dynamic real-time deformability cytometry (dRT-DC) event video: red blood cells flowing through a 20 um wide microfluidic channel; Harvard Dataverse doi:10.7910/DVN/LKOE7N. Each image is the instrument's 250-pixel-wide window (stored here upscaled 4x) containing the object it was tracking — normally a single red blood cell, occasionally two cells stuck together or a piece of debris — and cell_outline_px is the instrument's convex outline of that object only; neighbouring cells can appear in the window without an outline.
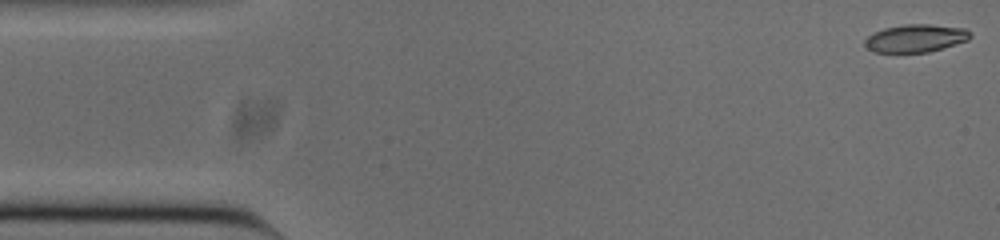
{"species": "common noctule bat (a hibernating species)", "species_latin": "Nyctalus noctula", "temperature_condition": "cold", "stored_images_in_passage": 49, "camera_frame_rate_fps": 3000, "um_per_image_px": 0.085, "animal": {"sex": "male", "body_mass_g": 20.0, "forearm_length_mm": 53.3}, "frame": {"image": 1, "passage_image": 1, "time_ms": 0.0, "image_size_px": [1000, 240], "cell_outline_px": [[972, 36], [968, 40], [928, 52], [872, 52], [864, 44], [864, 40], [868, 36], [884, 28], [904, 24], [928, 24], [964, 28], [972, 32]], "centroid_in_image_um": [77.84, 3.25], "position_along_channel_um": 7.2, "area_um2": 16.99}}
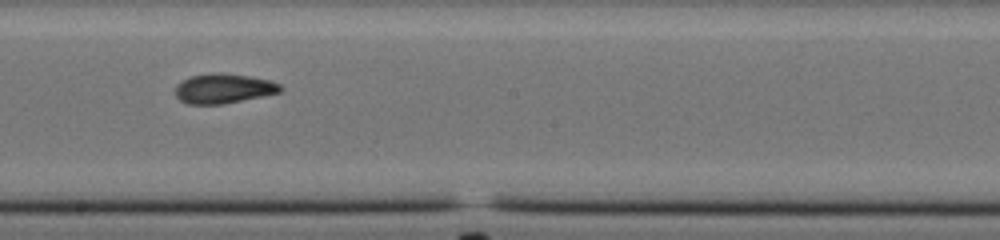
{"frame": {"image": 2, "passage_image": 28, "time_ms": 9.0, "image_size_px": [1000, 240], "cell_outline_px": [[284, 88], [280, 92], [224, 104], [188, 104], [180, 100], [176, 96], [176, 84], [192, 76], [216, 72], [224, 72], [272, 80], [280, 84]], "centroid_in_image_um": [19.03, 7.52], "position_along_channel_um": 229.2, "area_um2": 18.21}}
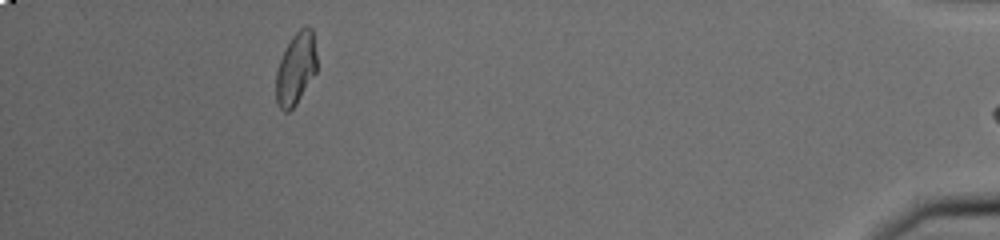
{"frame": {"image": 3, "passage_image": 48, "time_ms": 15.667, "image_size_px": [1000, 240], "cell_outline_px": [[316, 72], [296, 104], [288, 112], [284, 112], [280, 108], [276, 100], [276, 72], [280, 60], [292, 36], [300, 28], [312, 28], [316, 52]], "centroid_in_image_um": [25.14, 5.86], "position_along_channel_um": 410.1, "area_um2": 16.88}, "authors_computed_cell_mechanics": {"area_um2": 17.8602, "velocity_mm_per_s": 3.7704, "shape_relaxation_time_tau1_ms": 6.5984, "shape_relaxation_time_tau2_ms": 2.3804, "deformation_change_tau1": 0.1959, "deformation_change_tau2": 0.0746}}